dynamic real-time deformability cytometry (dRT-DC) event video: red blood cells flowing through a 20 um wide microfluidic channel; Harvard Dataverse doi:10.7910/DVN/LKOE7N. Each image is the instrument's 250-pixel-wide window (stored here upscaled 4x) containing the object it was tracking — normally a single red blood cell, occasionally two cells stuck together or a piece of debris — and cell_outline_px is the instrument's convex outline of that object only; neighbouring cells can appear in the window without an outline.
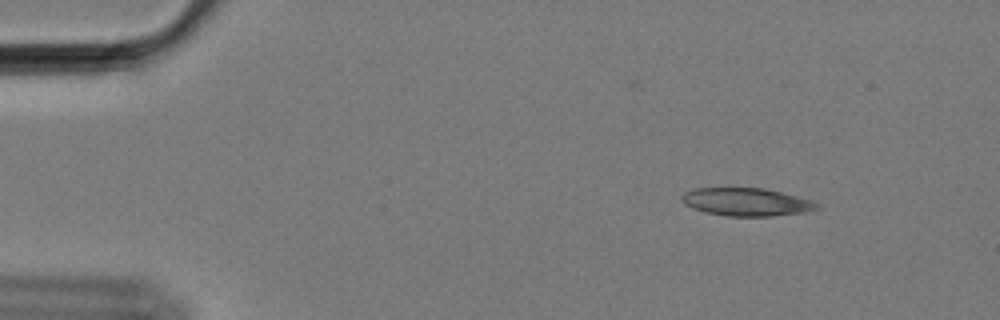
{"species": "Egyptian fruit bat (a non-hibernating species)", "species_latin": "Rousettus aegyptiacus", "temperature_condition": "cold", "stored_images_in_passage": 58, "camera_frame_rate_fps": 3000, "um_per_image_px": 0.085, "animal": {"sex": "female"}, "frame": {"image": 1, "passage_image": 7, "time_ms": 2.0, "image_size_px": [1000, 320], "cell_outline_px": [[820, 208], [804, 212], [772, 216], [728, 216], [704, 212], [692, 208], [684, 204], [680, 200], [680, 196], [684, 192], [696, 188], [764, 188], [780, 192], [808, 200], [816, 204]], "centroid_in_image_um": [63.35, 17.17], "position_along_channel_um": 21.7, "area_um2": 21.79}}
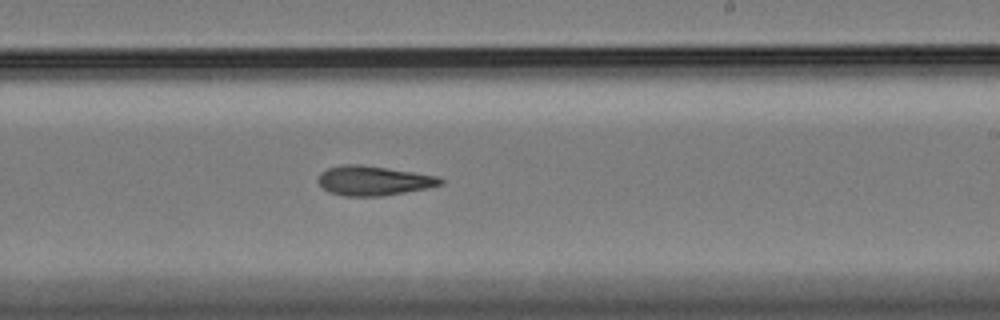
{"frame": {"image": 2, "passage_image": 35, "time_ms": 11.333, "image_size_px": [1000, 320], "cell_outline_px": [[444, 184], [384, 196], [344, 196], [328, 192], [316, 180], [320, 172], [328, 168], [344, 164], [356, 164], [412, 172], [436, 176], [444, 180]], "centroid_in_image_um": [31.69, 15.36], "position_along_channel_um": 257.3, "area_um2": 20.81}}
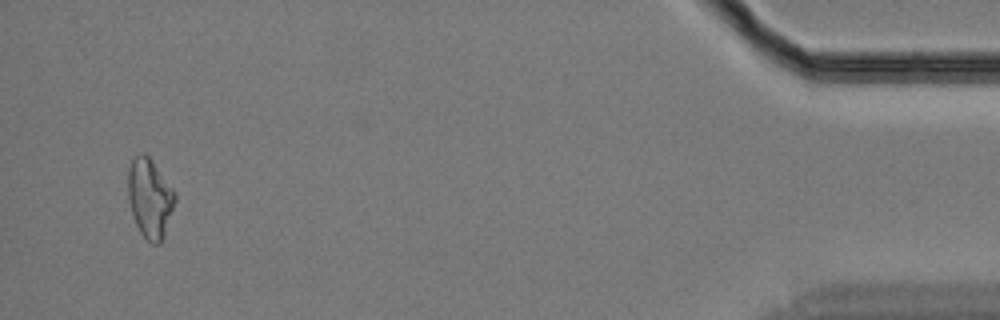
{"frame": {"image": 3, "passage_image": 56, "time_ms": 18.333, "image_size_px": [1000, 320], "cell_outline_px": [[176, 200], [164, 236], [160, 244], [152, 244], [140, 232], [136, 224], [128, 200], [128, 172], [132, 160], [136, 156], [144, 152], [152, 160], [176, 192]], "centroid_in_image_um": [12.75, 16.85], "position_along_channel_um": 422.4, "area_um2": 21.62}, "authors_computed_cell_mechanics": {"area_um2": 21.2704, "velocity_mm_per_s": 3.4242, "shape_relaxation_time_tau1_ms": null, "shape_relaxation_time_tau2_ms": 7.5655, "deformation_change_tau1": null, "deformation_change_tau2": 0.18}}